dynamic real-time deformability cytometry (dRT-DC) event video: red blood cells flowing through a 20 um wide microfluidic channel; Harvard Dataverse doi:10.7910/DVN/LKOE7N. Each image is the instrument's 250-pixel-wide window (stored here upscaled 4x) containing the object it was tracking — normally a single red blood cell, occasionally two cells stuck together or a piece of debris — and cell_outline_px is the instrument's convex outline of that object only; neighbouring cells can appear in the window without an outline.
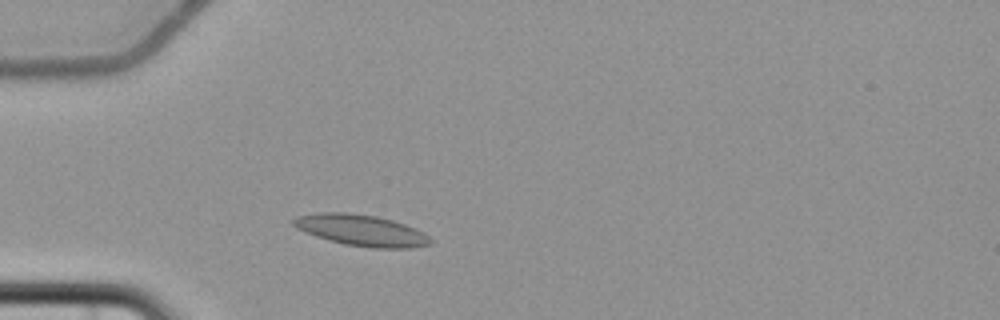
{"species": "common noctule bat (a hibernating species)", "species_latin": "Nyctalus noctula", "temperature_condition": "cold", "stored_images_in_passage": 4, "camera_frame_rate_fps": 3000, "um_per_image_px": 0.085, "animal": {"sex": "female", "body_mass_g": 22.7, "forearm_length_mm": 54.2}, "frame": {"image": 1, "passage_image": 3, "time_ms": 2.333, "image_size_px": [1000, 320], "cell_outline_px": [[436, 240], [432, 244], [408, 248], [372, 248], [344, 244], [328, 240], [316, 236], [296, 228], [292, 224], [292, 220], [296, 216], [320, 212], [348, 212], [376, 216], [392, 220], [404, 224], [424, 232]], "centroid_in_image_um": [30.74, 19.58], "position_along_channel_um": 54.3, "area_um2": 25.14}}